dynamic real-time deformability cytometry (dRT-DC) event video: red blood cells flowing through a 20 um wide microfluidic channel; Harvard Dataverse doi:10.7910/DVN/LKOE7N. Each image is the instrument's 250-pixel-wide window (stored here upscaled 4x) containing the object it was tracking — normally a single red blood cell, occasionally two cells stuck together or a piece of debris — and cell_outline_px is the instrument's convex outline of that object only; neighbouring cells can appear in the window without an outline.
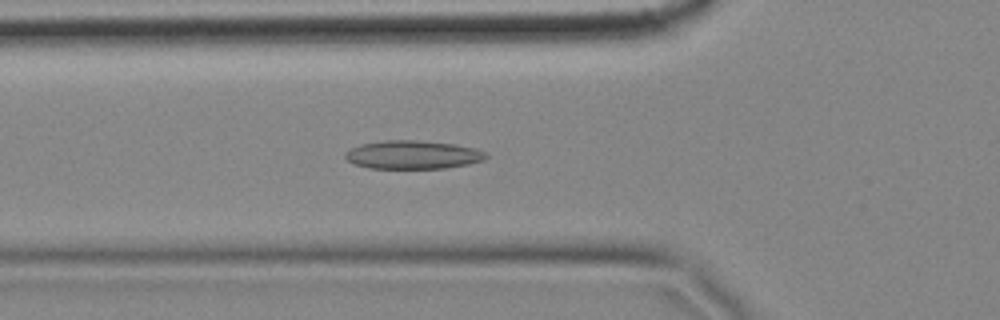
{"species": "common noctule bat (a hibernating species)", "species_latin": "Nyctalus noctula", "temperature_condition": "cold", "stored_images_in_passage": 57, "camera_frame_rate_fps": 3000, "um_per_image_px": 0.085, "animal": {"sex": "female", "body_mass_g": 18.4}, "frame": {"image": 1, "passage_image": 19, "time_ms": 6.0, "image_size_px": [1000, 320], "cell_outline_px": [[488, 156], [484, 160], [468, 164], [444, 168], [368, 168], [356, 164], [348, 160], [344, 156], [352, 148], [360, 144], [384, 140], [416, 140], [456, 144], [476, 148], [488, 152]], "centroid_in_image_um": [35.15, 13.14], "position_along_channel_um": 90.7, "area_um2": 23.29}}
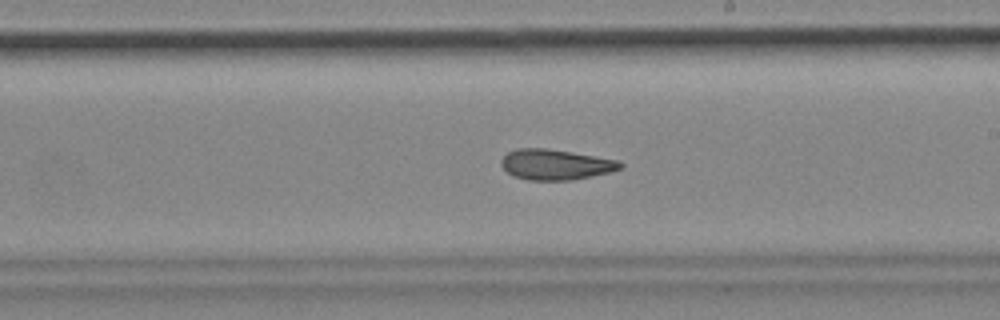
{"frame": {"image": 2, "passage_image": 32, "time_ms": 10.333, "image_size_px": [1000, 320], "cell_outline_px": [[624, 168], [592, 176], [572, 180], [528, 180], [512, 176], [500, 164], [500, 160], [508, 152], [516, 148], [548, 148], [620, 160], [624, 164]], "centroid_in_image_um": [47.24, 13.98], "position_along_channel_um": 241.8, "area_um2": 21.33}}
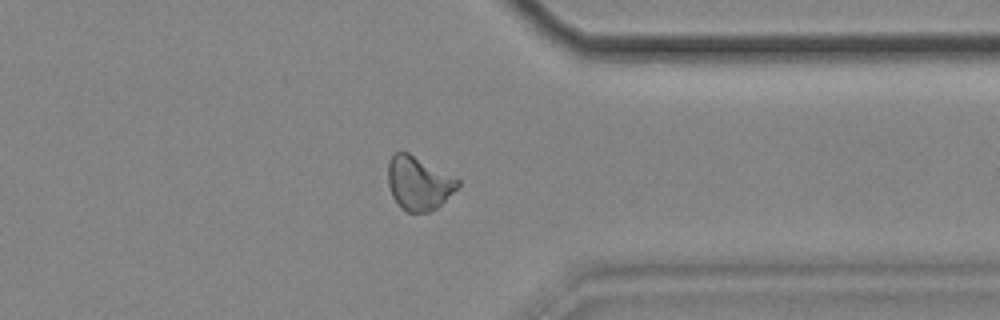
{"frame": {"image": 3, "passage_image": 44, "time_ms": 14.333, "image_size_px": [1000, 320], "cell_outline_px": [[460, 184], [436, 208], [428, 212], [408, 212], [392, 196], [388, 184], [388, 160], [392, 152], [408, 152], [460, 180]], "centroid_in_image_um": [35.55, 15.54], "position_along_channel_um": 375.9, "area_um2": 21.39}, "authors_computed_cell_mechanics": {"area_um2": 22.0218, "velocity_mm_per_s": 3.4869, "shape_relaxation_time_tau1_ms": null, "shape_relaxation_time_tau2_ms": 4.8285, "deformation_change_tau1": null, "deformation_change_tau2": 0.122}}